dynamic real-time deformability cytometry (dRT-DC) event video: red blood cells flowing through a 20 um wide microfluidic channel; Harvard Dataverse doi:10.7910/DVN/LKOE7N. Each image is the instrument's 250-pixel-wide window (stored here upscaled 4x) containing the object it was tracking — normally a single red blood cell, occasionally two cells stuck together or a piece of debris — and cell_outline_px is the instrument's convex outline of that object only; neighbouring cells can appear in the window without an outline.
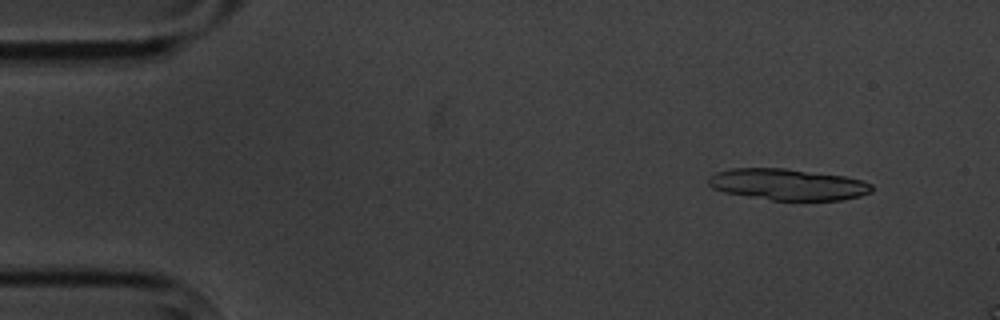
{"species": "common noctule bat (a hibernating species)", "species_latin": "Nyctalus noctula", "temperature_condition": "cold", "stored_images_in_passage": 4, "camera_frame_rate_fps": 3000, "um_per_image_px": 0.085, "animal": {"sex": "male", "body_mass_g": 20.1, "forearm_length_mm": 53.5}, "frame": {"image": 1, "passage_image": 2, "time_ms": 1.0, "image_size_px": [1000, 320], "cell_outline_px": [[872, 192], [860, 196], [840, 200], [772, 200], [724, 192], [712, 188], [708, 184], [708, 176], [716, 172], [732, 168], [784, 168], [844, 176], [860, 180], [872, 184]], "centroid_in_image_um": [66.94, 15.67], "position_along_channel_um": 18.1, "area_um2": 29.77}}